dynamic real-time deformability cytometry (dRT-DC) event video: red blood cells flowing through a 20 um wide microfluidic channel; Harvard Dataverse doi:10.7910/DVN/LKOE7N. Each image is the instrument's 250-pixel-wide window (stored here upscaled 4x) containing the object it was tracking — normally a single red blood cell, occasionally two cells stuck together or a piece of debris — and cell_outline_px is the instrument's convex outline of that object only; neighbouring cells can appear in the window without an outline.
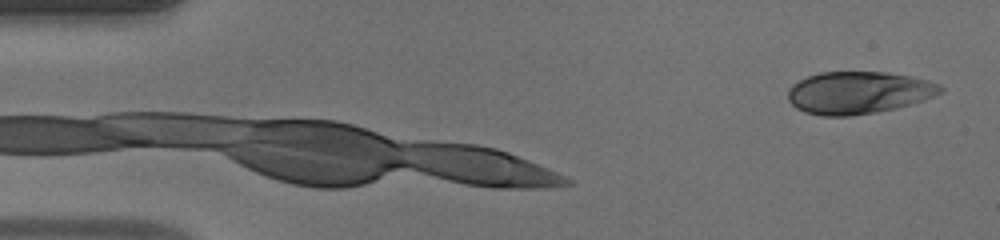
{"species": "human", "species_latin": "Homo sapiens", "temperature_condition": "warm", "stored_images_in_passage": 5, "camera_frame_rate_fps": 3000, "um_per_image_px": 0.085, "donor": {"sex": "male"}, "frame": {"image": 1, "passage_image": 5, "time_ms": 1.333, "image_size_px": [1000, 240], "cell_outline_px": [[944, 92], [924, 100], [912, 104], [896, 108], [876, 112], [852, 116], [820, 116], [804, 112], [796, 108], [788, 100], [788, 88], [792, 84], [808, 76], [820, 72], [888, 72], [928, 80], [940, 84], [944, 88]], "centroid_in_image_um": [72.98, 7.88], "position_along_channel_um": 12.0, "area_um2": 37.92}}